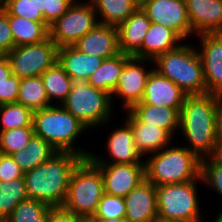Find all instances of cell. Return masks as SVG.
Listing matches in <instances>:
<instances>
[{
    "label": "cell",
    "instance_id": "obj_1",
    "mask_svg": "<svg viewBox=\"0 0 222 222\" xmlns=\"http://www.w3.org/2000/svg\"><path fill=\"white\" fill-rule=\"evenodd\" d=\"M179 128L189 142L187 148L200 159L209 157L218 135V95H186L180 109Z\"/></svg>",
    "mask_w": 222,
    "mask_h": 222
},
{
    "label": "cell",
    "instance_id": "obj_2",
    "mask_svg": "<svg viewBox=\"0 0 222 222\" xmlns=\"http://www.w3.org/2000/svg\"><path fill=\"white\" fill-rule=\"evenodd\" d=\"M83 159L72 152H57L45 163L25 172L28 198L51 207H62L72 172Z\"/></svg>",
    "mask_w": 222,
    "mask_h": 222
},
{
    "label": "cell",
    "instance_id": "obj_3",
    "mask_svg": "<svg viewBox=\"0 0 222 222\" xmlns=\"http://www.w3.org/2000/svg\"><path fill=\"white\" fill-rule=\"evenodd\" d=\"M32 126L35 136L50 143L58 152H72L84 159L91 154L73 145L87 127L61 104L33 111Z\"/></svg>",
    "mask_w": 222,
    "mask_h": 222
},
{
    "label": "cell",
    "instance_id": "obj_4",
    "mask_svg": "<svg viewBox=\"0 0 222 222\" xmlns=\"http://www.w3.org/2000/svg\"><path fill=\"white\" fill-rule=\"evenodd\" d=\"M145 160V179L155 186L201 178V159L187 147L163 148Z\"/></svg>",
    "mask_w": 222,
    "mask_h": 222
},
{
    "label": "cell",
    "instance_id": "obj_5",
    "mask_svg": "<svg viewBox=\"0 0 222 222\" xmlns=\"http://www.w3.org/2000/svg\"><path fill=\"white\" fill-rule=\"evenodd\" d=\"M152 63L158 73L170 79L186 95L206 93L201 58L192 46L180 44L174 50L157 56Z\"/></svg>",
    "mask_w": 222,
    "mask_h": 222
},
{
    "label": "cell",
    "instance_id": "obj_6",
    "mask_svg": "<svg viewBox=\"0 0 222 222\" xmlns=\"http://www.w3.org/2000/svg\"><path fill=\"white\" fill-rule=\"evenodd\" d=\"M104 193L101 171L85 158L72 172L62 207L81 219H88L94 216Z\"/></svg>",
    "mask_w": 222,
    "mask_h": 222
},
{
    "label": "cell",
    "instance_id": "obj_7",
    "mask_svg": "<svg viewBox=\"0 0 222 222\" xmlns=\"http://www.w3.org/2000/svg\"><path fill=\"white\" fill-rule=\"evenodd\" d=\"M61 105L87 128L111 121V95L88 84L85 79L73 80L71 91Z\"/></svg>",
    "mask_w": 222,
    "mask_h": 222
},
{
    "label": "cell",
    "instance_id": "obj_8",
    "mask_svg": "<svg viewBox=\"0 0 222 222\" xmlns=\"http://www.w3.org/2000/svg\"><path fill=\"white\" fill-rule=\"evenodd\" d=\"M192 181L156 186L158 218L171 222H202L196 182Z\"/></svg>",
    "mask_w": 222,
    "mask_h": 222
},
{
    "label": "cell",
    "instance_id": "obj_9",
    "mask_svg": "<svg viewBox=\"0 0 222 222\" xmlns=\"http://www.w3.org/2000/svg\"><path fill=\"white\" fill-rule=\"evenodd\" d=\"M92 3L77 0L49 28V37L58 48L73 46L81 37L92 30L99 21Z\"/></svg>",
    "mask_w": 222,
    "mask_h": 222
},
{
    "label": "cell",
    "instance_id": "obj_10",
    "mask_svg": "<svg viewBox=\"0 0 222 222\" xmlns=\"http://www.w3.org/2000/svg\"><path fill=\"white\" fill-rule=\"evenodd\" d=\"M57 51L58 47L48 37L39 43L17 46L5 56L12 74L21 79L41 76L57 62Z\"/></svg>",
    "mask_w": 222,
    "mask_h": 222
},
{
    "label": "cell",
    "instance_id": "obj_11",
    "mask_svg": "<svg viewBox=\"0 0 222 222\" xmlns=\"http://www.w3.org/2000/svg\"><path fill=\"white\" fill-rule=\"evenodd\" d=\"M141 9L151 23L173 30L182 40L194 33L185 0H144Z\"/></svg>",
    "mask_w": 222,
    "mask_h": 222
},
{
    "label": "cell",
    "instance_id": "obj_12",
    "mask_svg": "<svg viewBox=\"0 0 222 222\" xmlns=\"http://www.w3.org/2000/svg\"><path fill=\"white\" fill-rule=\"evenodd\" d=\"M148 59H139L136 57H131L124 65V68L118 77L117 87L111 95L112 104L113 96H119L122 98L124 110H129L134 104L141 102L147 79L154 69H149V71L142 66L144 62L146 63ZM142 64V65H141Z\"/></svg>",
    "mask_w": 222,
    "mask_h": 222
},
{
    "label": "cell",
    "instance_id": "obj_13",
    "mask_svg": "<svg viewBox=\"0 0 222 222\" xmlns=\"http://www.w3.org/2000/svg\"><path fill=\"white\" fill-rule=\"evenodd\" d=\"M104 182V192L124 198L145 180V164H94Z\"/></svg>",
    "mask_w": 222,
    "mask_h": 222
},
{
    "label": "cell",
    "instance_id": "obj_14",
    "mask_svg": "<svg viewBox=\"0 0 222 222\" xmlns=\"http://www.w3.org/2000/svg\"><path fill=\"white\" fill-rule=\"evenodd\" d=\"M197 51L202 62L206 93L222 95V32L202 33Z\"/></svg>",
    "mask_w": 222,
    "mask_h": 222
},
{
    "label": "cell",
    "instance_id": "obj_15",
    "mask_svg": "<svg viewBox=\"0 0 222 222\" xmlns=\"http://www.w3.org/2000/svg\"><path fill=\"white\" fill-rule=\"evenodd\" d=\"M106 148L111 159L113 158L112 162H107V160L92 153L88 159L93 164H145L140 159L141 155L136 149L131 126L126 121L124 127L111 132Z\"/></svg>",
    "mask_w": 222,
    "mask_h": 222
},
{
    "label": "cell",
    "instance_id": "obj_16",
    "mask_svg": "<svg viewBox=\"0 0 222 222\" xmlns=\"http://www.w3.org/2000/svg\"><path fill=\"white\" fill-rule=\"evenodd\" d=\"M128 222H151L158 218L156 186L146 179L124 197Z\"/></svg>",
    "mask_w": 222,
    "mask_h": 222
},
{
    "label": "cell",
    "instance_id": "obj_17",
    "mask_svg": "<svg viewBox=\"0 0 222 222\" xmlns=\"http://www.w3.org/2000/svg\"><path fill=\"white\" fill-rule=\"evenodd\" d=\"M186 94L170 79L153 69L147 79L141 102L160 107L177 108L183 105Z\"/></svg>",
    "mask_w": 222,
    "mask_h": 222
},
{
    "label": "cell",
    "instance_id": "obj_18",
    "mask_svg": "<svg viewBox=\"0 0 222 222\" xmlns=\"http://www.w3.org/2000/svg\"><path fill=\"white\" fill-rule=\"evenodd\" d=\"M73 46L87 55L103 59L113 57L120 53L117 27L99 23Z\"/></svg>",
    "mask_w": 222,
    "mask_h": 222
},
{
    "label": "cell",
    "instance_id": "obj_19",
    "mask_svg": "<svg viewBox=\"0 0 222 222\" xmlns=\"http://www.w3.org/2000/svg\"><path fill=\"white\" fill-rule=\"evenodd\" d=\"M194 34L222 32V0H185Z\"/></svg>",
    "mask_w": 222,
    "mask_h": 222
},
{
    "label": "cell",
    "instance_id": "obj_20",
    "mask_svg": "<svg viewBox=\"0 0 222 222\" xmlns=\"http://www.w3.org/2000/svg\"><path fill=\"white\" fill-rule=\"evenodd\" d=\"M151 21L139 7L117 27L120 52L141 59V46Z\"/></svg>",
    "mask_w": 222,
    "mask_h": 222
},
{
    "label": "cell",
    "instance_id": "obj_21",
    "mask_svg": "<svg viewBox=\"0 0 222 222\" xmlns=\"http://www.w3.org/2000/svg\"><path fill=\"white\" fill-rule=\"evenodd\" d=\"M126 112L125 121L131 126L136 149L141 156L154 154L170 145L172 135L167 130L141 123L129 110Z\"/></svg>",
    "mask_w": 222,
    "mask_h": 222
},
{
    "label": "cell",
    "instance_id": "obj_22",
    "mask_svg": "<svg viewBox=\"0 0 222 222\" xmlns=\"http://www.w3.org/2000/svg\"><path fill=\"white\" fill-rule=\"evenodd\" d=\"M103 58L95 55H87L80 52L74 46H63L58 48L57 62L68 73L72 80L85 79L99 68Z\"/></svg>",
    "mask_w": 222,
    "mask_h": 222
},
{
    "label": "cell",
    "instance_id": "obj_23",
    "mask_svg": "<svg viewBox=\"0 0 222 222\" xmlns=\"http://www.w3.org/2000/svg\"><path fill=\"white\" fill-rule=\"evenodd\" d=\"M182 41L173 30L151 23L141 46V59L153 61L157 56L178 48Z\"/></svg>",
    "mask_w": 222,
    "mask_h": 222
},
{
    "label": "cell",
    "instance_id": "obj_24",
    "mask_svg": "<svg viewBox=\"0 0 222 222\" xmlns=\"http://www.w3.org/2000/svg\"><path fill=\"white\" fill-rule=\"evenodd\" d=\"M129 111L141 122L167 130L171 135L179 129L180 111L177 108L150 104H134Z\"/></svg>",
    "mask_w": 222,
    "mask_h": 222
},
{
    "label": "cell",
    "instance_id": "obj_25",
    "mask_svg": "<svg viewBox=\"0 0 222 222\" xmlns=\"http://www.w3.org/2000/svg\"><path fill=\"white\" fill-rule=\"evenodd\" d=\"M57 152L50 143L34 135L25 148L12 153L11 157L25 173L45 163Z\"/></svg>",
    "mask_w": 222,
    "mask_h": 222
},
{
    "label": "cell",
    "instance_id": "obj_26",
    "mask_svg": "<svg viewBox=\"0 0 222 222\" xmlns=\"http://www.w3.org/2000/svg\"><path fill=\"white\" fill-rule=\"evenodd\" d=\"M132 56L120 52L119 54L104 59L99 68L89 77L88 84L103 90L110 95L117 87V80L125 63Z\"/></svg>",
    "mask_w": 222,
    "mask_h": 222
},
{
    "label": "cell",
    "instance_id": "obj_27",
    "mask_svg": "<svg viewBox=\"0 0 222 222\" xmlns=\"http://www.w3.org/2000/svg\"><path fill=\"white\" fill-rule=\"evenodd\" d=\"M100 17V24L118 27L139 7L131 0H88Z\"/></svg>",
    "mask_w": 222,
    "mask_h": 222
},
{
    "label": "cell",
    "instance_id": "obj_28",
    "mask_svg": "<svg viewBox=\"0 0 222 222\" xmlns=\"http://www.w3.org/2000/svg\"><path fill=\"white\" fill-rule=\"evenodd\" d=\"M14 48L21 45L35 44L49 37V29L41 22H34L20 16H9Z\"/></svg>",
    "mask_w": 222,
    "mask_h": 222
},
{
    "label": "cell",
    "instance_id": "obj_29",
    "mask_svg": "<svg viewBox=\"0 0 222 222\" xmlns=\"http://www.w3.org/2000/svg\"><path fill=\"white\" fill-rule=\"evenodd\" d=\"M17 103L32 111L41 110L51 105L41 76L20 79Z\"/></svg>",
    "mask_w": 222,
    "mask_h": 222
},
{
    "label": "cell",
    "instance_id": "obj_30",
    "mask_svg": "<svg viewBox=\"0 0 222 222\" xmlns=\"http://www.w3.org/2000/svg\"><path fill=\"white\" fill-rule=\"evenodd\" d=\"M49 102L59 100L60 104L67 98L71 91L73 80L66 71L56 62L41 75Z\"/></svg>",
    "mask_w": 222,
    "mask_h": 222
},
{
    "label": "cell",
    "instance_id": "obj_31",
    "mask_svg": "<svg viewBox=\"0 0 222 222\" xmlns=\"http://www.w3.org/2000/svg\"><path fill=\"white\" fill-rule=\"evenodd\" d=\"M27 198L24 176L10 181H0V222H4L16 206Z\"/></svg>",
    "mask_w": 222,
    "mask_h": 222
},
{
    "label": "cell",
    "instance_id": "obj_32",
    "mask_svg": "<svg viewBox=\"0 0 222 222\" xmlns=\"http://www.w3.org/2000/svg\"><path fill=\"white\" fill-rule=\"evenodd\" d=\"M0 119L2 124L0 131L21 127H33V111L17 102L1 104Z\"/></svg>",
    "mask_w": 222,
    "mask_h": 222
},
{
    "label": "cell",
    "instance_id": "obj_33",
    "mask_svg": "<svg viewBox=\"0 0 222 222\" xmlns=\"http://www.w3.org/2000/svg\"><path fill=\"white\" fill-rule=\"evenodd\" d=\"M51 206L37 199L20 202L4 222H46Z\"/></svg>",
    "mask_w": 222,
    "mask_h": 222
},
{
    "label": "cell",
    "instance_id": "obj_34",
    "mask_svg": "<svg viewBox=\"0 0 222 222\" xmlns=\"http://www.w3.org/2000/svg\"><path fill=\"white\" fill-rule=\"evenodd\" d=\"M34 135L33 127H21L0 131V153L11 155L25 148Z\"/></svg>",
    "mask_w": 222,
    "mask_h": 222
},
{
    "label": "cell",
    "instance_id": "obj_35",
    "mask_svg": "<svg viewBox=\"0 0 222 222\" xmlns=\"http://www.w3.org/2000/svg\"><path fill=\"white\" fill-rule=\"evenodd\" d=\"M2 8L9 16H20L34 22H41L48 29L50 28L43 14L37 10L35 0H10Z\"/></svg>",
    "mask_w": 222,
    "mask_h": 222
},
{
    "label": "cell",
    "instance_id": "obj_36",
    "mask_svg": "<svg viewBox=\"0 0 222 222\" xmlns=\"http://www.w3.org/2000/svg\"><path fill=\"white\" fill-rule=\"evenodd\" d=\"M126 206L124 198L104 193L94 216L106 219L125 218Z\"/></svg>",
    "mask_w": 222,
    "mask_h": 222
},
{
    "label": "cell",
    "instance_id": "obj_37",
    "mask_svg": "<svg viewBox=\"0 0 222 222\" xmlns=\"http://www.w3.org/2000/svg\"><path fill=\"white\" fill-rule=\"evenodd\" d=\"M75 0H35L36 8L44 17L45 22L50 26L59 19Z\"/></svg>",
    "mask_w": 222,
    "mask_h": 222
},
{
    "label": "cell",
    "instance_id": "obj_38",
    "mask_svg": "<svg viewBox=\"0 0 222 222\" xmlns=\"http://www.w3.org/2000/svg\"><path fill=\"white\" fill-rule=\"evenodd\" d=\"M201 178L222 196V163L215 162L210 156L201 159Z\"/></svg>",
    "mask_w": 222,
    "mask_h": 222
},
{
    "label": "cell",
    "instance_id": "obj_39",
    "mask_svg": "<svg viewBox=\"0 0 222 222\" xmlns=\"http://www.w3.org/2000/svg\"><path fill=\"white\" fill-rule=\"evenodd\" d=\"M14 48V40L9 25V15L0 8V55H6Z\"/></svg>",
    "mask_w": 222,
    "mask_h": 222
},
{
    "label": "cell",
    "instance_id": "obj_40",
    "mask_svg": "<svg viewBox=\"0 0 222 222\" xmlns=\"http://www.w3.org/2000/svg\"><path fill=\"white\" fill-rule=\"evenodd\" d=\"M20 78L11 74L4 82H0V105L17 102Z\"/></svg>",
    "mask_w": 222,
    "mask_h": 222
},
{
    "label": "cell",
    "instance_id": "obj_41",
    "mask_svg": "<svg viewBox=\"0 0 222 222\" xmlns=\"http://www.w3.org/2000/svg\"><path fill=\"white\" fill-rule=\"evenodd\" d=\"M24 176V172L15 163L11 155L0 153V181H10Z\"/></svg>",
    "mask_w": 222,
    "mask_h": 222
},
{
    "label": "cell",
    "instance_id": "obj_42",
    "mask_svg": "<svg viewBox=\"0 0 222 222\" xmlns=\"http://www.w3.org/2000/svg\"><path fill=\"white\" fill-rule=\"evenodd\" d=\"M81 218L63 207H51L46 222H80Z\"/></svg>",
    "mask_w": 222,
    "mask_h": 222
},
{
    "label": "cell",
    "instance_id": "obj_43",
    "mask_svg": "<svg viewBox=\"0 0 222 222\" xmlns=\"http://www.w3.org/2000/svg\"><path fill=\"white\" fill-rule=\"evenodd\" d=\"M12 74L11 65L5 55H0V82H4Z\"/></svg>",
    "mask_w": 222,
    "mask_h": 222
},
{
    "label": "cell",
    "instance_id": "obj_44",
    "mask_svg": "<svg viewBox=\"0 0 222 222\" xmlns=\"http://www.w3.org/2000/svg\"><path fill=\"white\" fill-rule=\"evenodd\" d=\"M210 157L217 163H222V140L218 139Z\"/></svg>",
    "mask_w": 222,
    "mask_h": 222
},
{
    "label": "cell",
    "instance_id": "obj_45",
    "mask_svg": "<svg viewBox=\"0 0 222 222\" xmlns=\"http://www.w3.org/2000/svg\"><path fill=\"white\" fill-rule=\"evenodd\" d=\"M218 135L222 140V95H218Z\"/></svg>",
    "mask_w": 222,
    "mask_h": 222
},
{
    "label": "cell",
    "instance_id": "obj_46",
    "mask_svg": "<svg viewBox=\"0 0 222 222\" xmlns=\"http://www.w3.org/2000/svg\"><path fill=\"white\" fill-rule=\"evenodd\" d=\"M88 219L91 222H128L125 218L106 219V218H99V217H89Z\"/></svg>",
    "mask_w": 222,
    "mask_h": 222
},
{
    "label": "cell",
    "instance_id": "obj_47",
    "mask_svg": "<svg viewBox=\"0 0 222 222\" xmlns=\"http://www.w3.org/2000/svg\"><path fill=\"white\" fill-rule=\"evenodd\" d=\"M134 2L138 7H141L143 5L144 0H131Z\"/></svg>",
    "mask_w": 222,
    "mask_h": 222
},
{
    "label": "cell",
    "instance_id": "obj_48",
    "mask_svg": "<svg viewBox=\"0 0 222 222\" xmlns=\"http://www.w3.org/2000/svg\"><path fill=\"white\" fill-rule=\"evenodd\" d=\"M215 218L214 222H222V211H220L219 215Z\"/></svg>",
    "mask_w": 222,
    "mask_h": 222
},
{
    "label": "cell",
    "instance_id": "obj_49",
    "mask_svg": "<svg viewBox=\"0 0 222 222\" xmlns=\"http://www.w3.org/2000/svg\"><path fill=\"white\" fill-rule=\"evenodd\" d=\"M10 0H0V8L6 5Z\"/></svg>",
    "mask_w": 222,
    "mask_h": 222
},
{
    "label": "cell",
    "instance_id": "obj_50",
    "mask_svg": "<svg viewBox=\"0 0 222 222\" xmlns=\"http://www.w3.org/2000/svg\"><path fill=\"white\" fill-rule=\"evenodd\" d=\"M151 222H171V221L156 218V219L152 220Z\"/></svg>",
    "mask_w": 222,
    "mask_h": 222
},
{
    "label": "cell",
    "instance_id": "obj_51",
    "mask_svg": "<svg viewBox=\"0 0 222 222\" xmlns=\"http://www.w3.org/2000/svg\"><path fill=\"white\" fill-rule=\"evenodd\" d=\"M80 222H91L89 219H81Z\"/></svg>",
    "mask_w": 222,
    "mask_h": 222
}]
</instances>
